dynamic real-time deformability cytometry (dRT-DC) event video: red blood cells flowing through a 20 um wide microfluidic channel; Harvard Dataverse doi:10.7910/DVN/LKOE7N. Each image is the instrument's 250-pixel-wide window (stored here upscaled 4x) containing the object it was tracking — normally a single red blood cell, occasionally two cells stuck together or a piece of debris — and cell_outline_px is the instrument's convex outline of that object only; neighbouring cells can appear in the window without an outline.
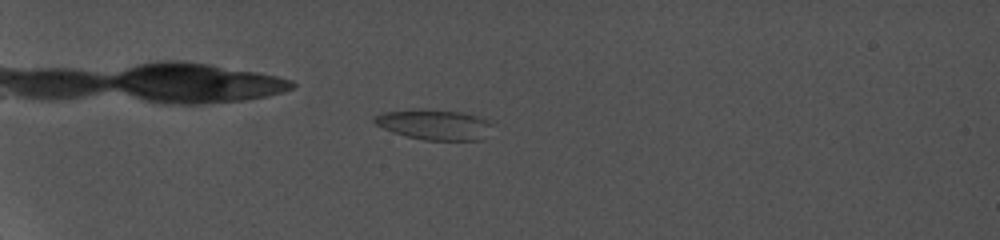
{"species": "common noctule bat (a hibernating species)", "species_latin": "Nyctalus noctula", "temperature_condition": "cold", "stored_images_in_passage": 12, "camera_frame_rate_fps": 5000, "um_per_image_px": 0.085, "animal": {"sex": "female", "body_mass_g": 19.0, "forearm_length_mm": 56.7}, "frame": {"image": 1, "passage_image": 7, "time_ms": 6.2, "image_size_px": [1000, 240], "cell_outline_px": [[492, 124], [484, 140], [424, 140], [392, 132], [376, 124], [372, 120], [372, 116], [384, 112], [412, 108], [420, 108], [460, 112], [480, 116], [492, 120]], "centroid_in_image_um": [36.93, 10.57], "position_along_channel_um": 48.1, "area_um2": 21.21}}